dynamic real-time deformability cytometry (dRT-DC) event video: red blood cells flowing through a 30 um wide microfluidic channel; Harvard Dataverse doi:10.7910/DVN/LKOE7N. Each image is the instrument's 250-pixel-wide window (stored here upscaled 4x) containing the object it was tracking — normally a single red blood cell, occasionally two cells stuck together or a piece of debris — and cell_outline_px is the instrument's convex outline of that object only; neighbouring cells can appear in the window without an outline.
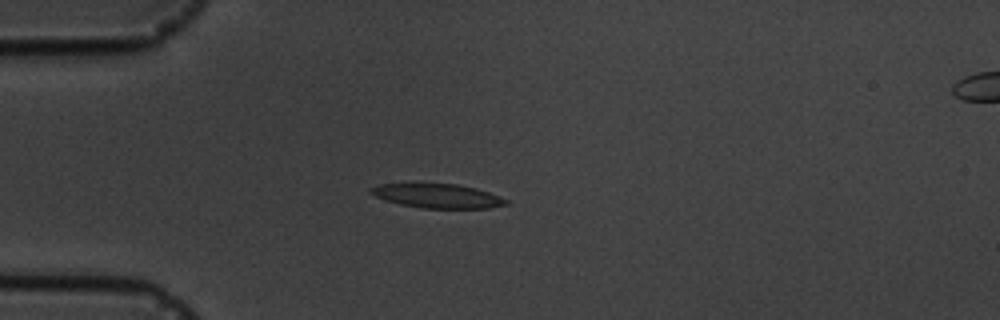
{"species": "common noctule bat (a hibernating species)", "species_latin": "Nyctalus noctula", "temperature_condition": "cold", "stored_images_in_passage": 5, "camera_frame_rate_fps": 3000, "um_per_image_px": 0.085, "animal": {"sex": "male", "body_mass_g": 19.5, "forearm_length_mm": 54.6}, "frame": {"image": 1, "passage_image": 4, "time_ms": 3.333, "image_size_px": [1000, 320], "cell_outline_px": [[508, 204], [488, 208], [424, 208], [400, 204], [384, 200], [368, 192], [368, 188], [380, 184], [412, 180], [460, 184], [476, 188], [500, 196], [508, 200]], "centroid_in_image_um": [37.09, 16.59], "position_along_channel_um": 47.9, "area_um2": 20.11}}